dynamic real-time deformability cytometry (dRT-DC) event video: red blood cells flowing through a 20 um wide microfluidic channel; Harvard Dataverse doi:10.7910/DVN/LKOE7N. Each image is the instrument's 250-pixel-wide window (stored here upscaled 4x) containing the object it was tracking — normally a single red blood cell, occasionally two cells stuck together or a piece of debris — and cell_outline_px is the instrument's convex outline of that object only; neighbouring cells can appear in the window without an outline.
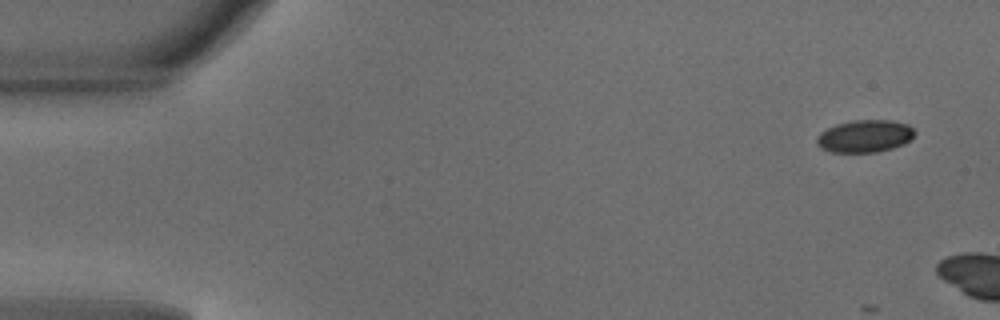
{"species": "common noctule bat (a hibernating species)", "species_latin": "Nyctalus noctula", "temperature_condition": "warm", "stored_images_in_passage": 6, "camera_frame_rate_fps": 3000, "um_per_image_px": 0.085, "animal": {"sex": "male", "body_mass_g": 18.8}, "frame": {"image": 1, "passage_image": 1, "time_ms": 0.0, "image_size_px": [1000, 320], "cell_outline_px": [[916, 132], [904, 144], [892, 148], [876, 152], [832, 152], [820, 148], [816, 144], [816, 136], [820, 132], [836, 124], [852, 120], [892, 120], [908, 124]], "centroid_in_image_um": [73.48, 11.57], "position_along_channel_um": 11.5, "area_um2": 18.55}}